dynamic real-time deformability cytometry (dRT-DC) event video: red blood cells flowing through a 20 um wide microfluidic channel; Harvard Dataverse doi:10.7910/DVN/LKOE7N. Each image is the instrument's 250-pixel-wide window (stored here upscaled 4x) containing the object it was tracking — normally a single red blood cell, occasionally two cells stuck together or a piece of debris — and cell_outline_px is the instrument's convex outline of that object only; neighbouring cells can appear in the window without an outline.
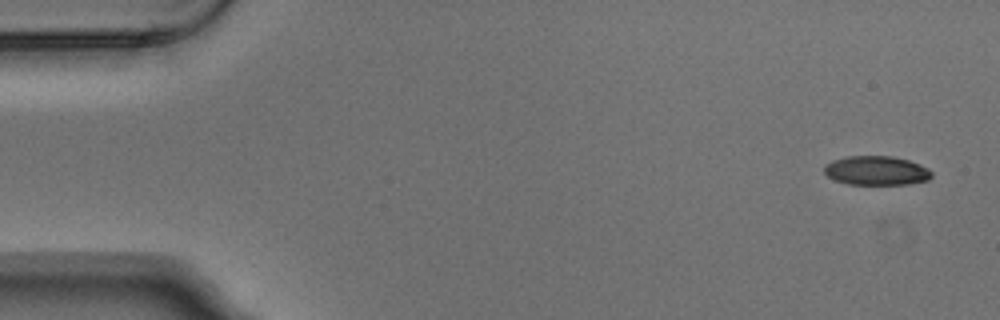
{"species": "Egyptian fruit bat (a non-hibernating species)", "species_latin": "Rousettus aegyptiacus", "temperature_condition": "warm", "stored_images_in_passage": 4, "camera_frame_rate_fps": 3000, "um_per_image_px": 0.085, "animal": {"sex": "male"}, "frame": {"image": 1, "passage_image": 1, "time_ms": 0.0, "image_size_px": [1000, 320], "cell_outline_px": [[932, 176], [928, 180], [908, 184], [848, 184], [832, 180], [824, 172], [824, 164], [832, 160], [848, 156], [892, 156], [908, 160], [920, 164], [928, 168], [932, 172]], "centroid_in_image_um": [74.47, 14.5], "position_along_channel_um": 10.5, "area_um2": 18.38}}
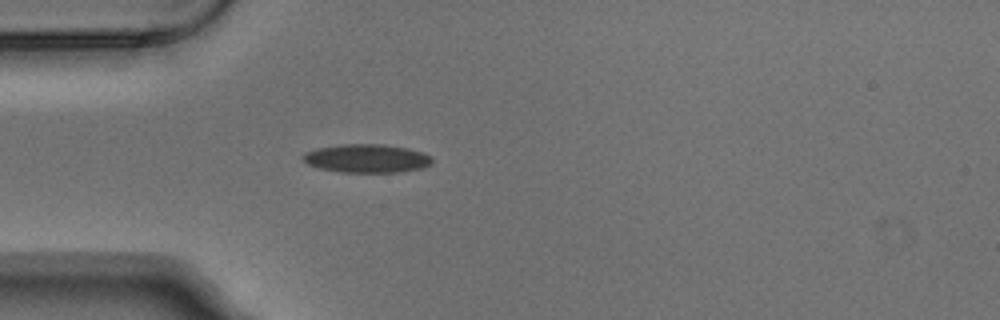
{"frame": {"image": 2, "passage_image": 4, "time_ms": 1.0, "image_size_px": [1000, 320], "cell_outline_px": [[432, 164], [424, 168], [400, 172], [340, 172], [320, 168], [308, 164], [300, 156], [304, 152], [316, 148], [340, 144], [384, 144], [408, 148], [424, 152], [432, 156]], "centroid_in_image_um": [31.2, 13.46], "position_along_channel_um": 53.8, "area_um2": 21.73}}